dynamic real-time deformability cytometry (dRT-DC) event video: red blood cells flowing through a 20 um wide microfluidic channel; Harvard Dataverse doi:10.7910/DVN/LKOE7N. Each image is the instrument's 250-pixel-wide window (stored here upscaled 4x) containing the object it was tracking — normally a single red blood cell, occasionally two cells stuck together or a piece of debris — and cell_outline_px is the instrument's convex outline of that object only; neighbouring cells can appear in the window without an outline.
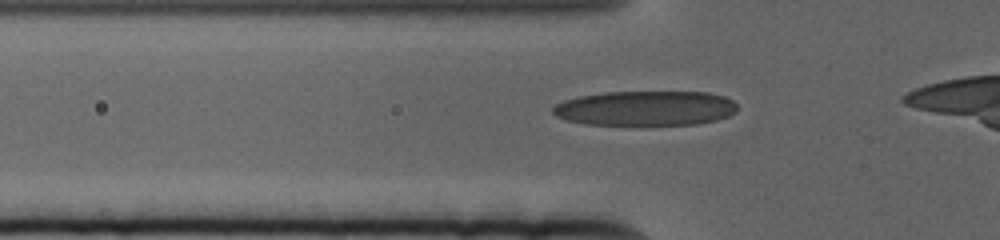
{"species": "human", "species_latin": "Homo sapiens", "temperature_condition": "cold", "stored_images_in_passage": 43, "camera_frame_rate_fps": 3000, "um_per_image_px": 0.085, "donor": {"sex": "female"}, "frame": {"image": 1, "passage_image": 10, "time_ms": 3.0, "image_size_px": [1000, 240], "cell_outline_px": [[736, 112], [728, 116], [716, 120], [696, 124], [584, 124], [568, 120], [556, 116], [552, 112], [552, 108], [556, 104], [564, 100], [580, 96], [604, 92], [708, 92], [724, 96], [732, 100], [736, 104]], "centroid_in_image_um": [54.87, 9.19], "position_along_channel_um": 70.9, "area_um2": 37.22}}
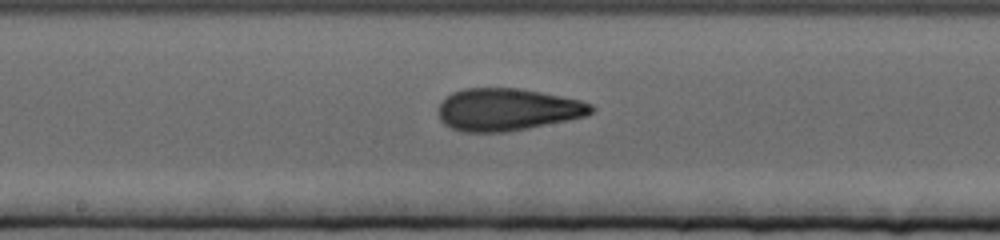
{"frame": {"image": 2, "passage_image": 22, "time_ms": 7.0, "image_size_px": [1000, 240], "cell_outline_px": [[596, 108], [588, 116], [508, 132], [464, 132], [452, 128], [444, 124], [440, 120], [440, 104], [444, 96], [452, 92], [464, 88], [516, 88], [540, 92], [580, 100], [592, 104]], "centroid_in_image_um": [43.13, 9.31], "position_along_channel_um": 205.1, "area_um2": 37.74}}
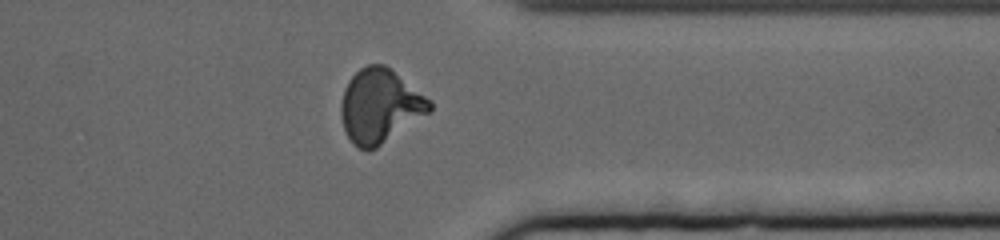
{"frame": {"image": 3, "passage_image": 38, "time_ms": 12.333, "image_size_px": [1000, 240], "cell_outline_px": [[432, 112], [376, 148], [368, 152], [356, 148], [352, 144], [344, 128], [340, 112], [340, 104], [344, 88], [348, 80], [360, 68], [368, 64], [384, 64], [432, 100]], "centroid_in_image_um": [32.3, 9.03], "position_along_channel_um": 379.1, "area_um2": 38.55}}